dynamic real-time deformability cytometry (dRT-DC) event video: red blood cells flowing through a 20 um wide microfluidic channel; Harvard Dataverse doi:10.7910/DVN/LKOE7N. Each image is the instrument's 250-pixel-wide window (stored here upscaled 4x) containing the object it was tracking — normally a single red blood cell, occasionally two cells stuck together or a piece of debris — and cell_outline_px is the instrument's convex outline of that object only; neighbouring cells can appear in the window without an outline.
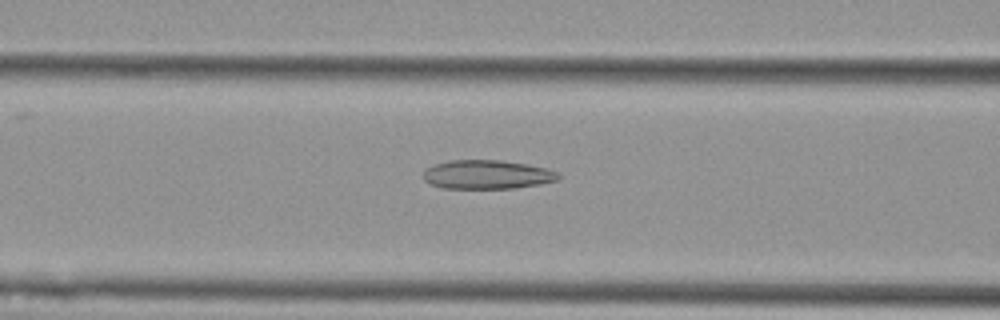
{"species": "Egyptian fruit bat (a non-hibernating species)", "species_latin": "Rousettus aegyptiacus", "temperature_condition": "cold", "stored_images_in_passage": 41, "camera_frame_rate_fps": 3000, "um_per_image_px": 0.085, "animal": {"sex": "female"}, "frame": {"image": 1, "passage_image": 8, "time_ms": 2.333, "image_size_px": [1000, 320], "cell_outline_px": [[560, 176], [556, 180], [540, 184], [516, 188], [444, 188], [432, 184], [424, 180], [424, 168], [432, 164], [448, 160], [500, 160], [548, 168], [560, 172]], "centroid_in_image_um": [41.39, 14.83], "position_along_channel_um": 125.2, "area_um2": 22.83}}
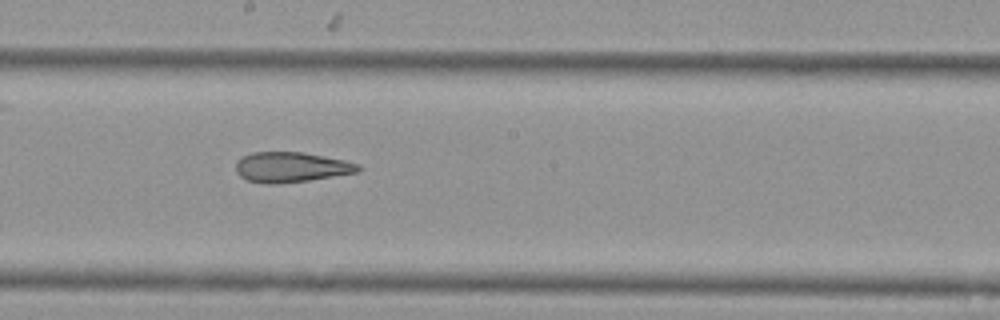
{"frame": {"image": 2, "passage_image": 16, "time_ms": 5.0, "image_size_px": [1000, 320], "cell_outline_px": [[360, 172], [308, 180], [276, 184], [268, 184], [248, 180], [240, 176], [236, 172], [236, 160], [240, 156], [252, 152], [304, 152], [344, 160], [360, 164]], "centroid_in_image_um": [24.73, 14.2], "position_along_channel_um": 223.5, "area_um2": 21.62}}
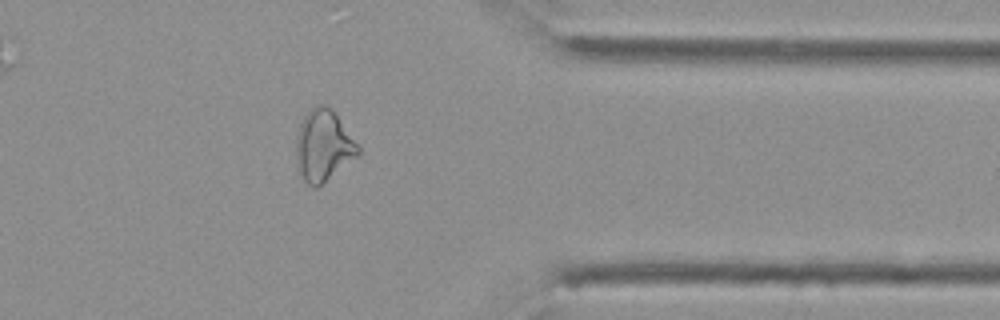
{"frame": {"image": 3, "passage_image": 30, "time_ms": 9.667, "image_size_px": [1000, 320], "cell_outline_px": [[360, 156], [316, 188], [312, 188], [304, 180], [300, 172], [296, 152], [296, 140], [300, 124], [304, 116], [316, 104], [328, 104], [336, 112], [360, 148]], "centroid_in_image_um": [27.52, 12.36], "position_along_channel_um": 383.9, "area_um2": 25.89}, "authors_computed_cell_mechanics": {"area_um2": 23.12, "velocity_mm_per_s": 3.6971, "shape_relaxation_time_tau1_ms": null, "shape_relaxation_time_tau2_ms": 3.0468, "deformation_change_tau1": null, "deformation_change_tau2": 0.1214}}